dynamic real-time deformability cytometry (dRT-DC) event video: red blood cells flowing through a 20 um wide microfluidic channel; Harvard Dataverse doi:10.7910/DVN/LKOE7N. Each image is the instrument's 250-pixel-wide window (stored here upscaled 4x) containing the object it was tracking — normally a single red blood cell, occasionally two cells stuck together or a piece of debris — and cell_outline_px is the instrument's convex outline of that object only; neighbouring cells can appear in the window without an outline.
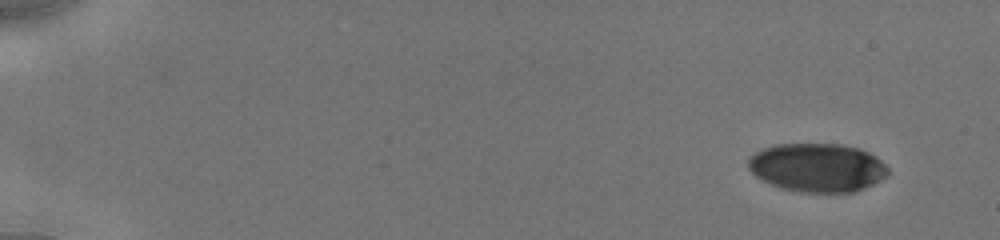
{"species": "human", "species_latin": "Homo sapiens", "temperature_condition": "cold", "stored_images_in_passage": 16, "camera_frame_rate_fps": 3000, "um_per_image_px": 0.085, "donor": {"sex": "male"}, "frame": {"image": 1, "passage_image": 1, "time_ms": 0.0, "image_size_px": [1000, 240], "cell_outline_px": [[888, 176], [864, 188], [852, 192], [800, 192], [780, 188], [756, 176], [748, 168], [748, 156], [772, 144], [840, 144], [860, 148], [876, 156], [888, 168]], "centroid_in_image_um": [69.47, 14.23], "position_along_channel_um": 15.5, "area_um2": 39.65}}
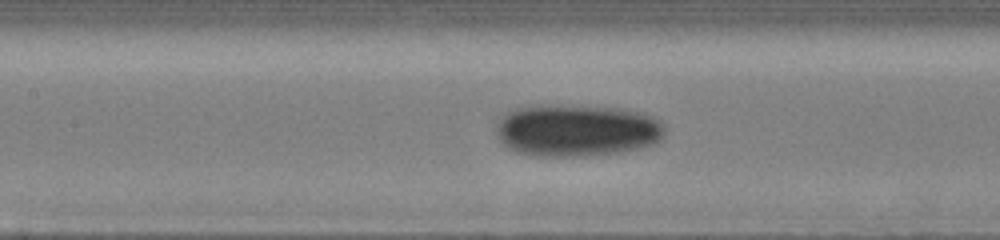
{"frame": {"image": 2, "passage_image": 12, "time_ms": 7.667, "image_size_px": [1000, 240], "cell_outline_px": [[664, 132], [660, 140], [656, 144], [640, 148], [620, 152], [584, 156], [528, 156], [516, 152], [508, 148], [496, 136], [496, 128], [500, 116], [516, 108], [540, 104], [560, 104], [624, 108], [644, 112], [660, 120], [664, 124]], "centroid_in_image_um": [49.02, 11.06], "position_along_channel_um": 158.4, "area_um2": 52.37}}
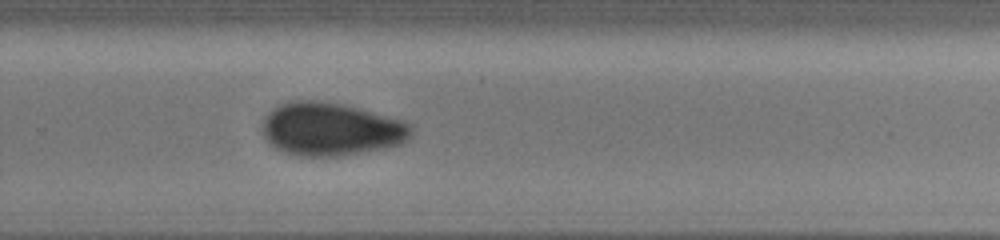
{"frame": {"image": 3, "passage_image": 16, "time_ms": 11.333, "image_size_px": [1000, 240], "cell_outline_px": [[412, 132], [408, 140], [400, 144], [388, 148], [336, 156], [300, 156], [284, 152], [272, 148], [264, 140], [260, 124], [264, 116], [272, 108], [280, 104], [296, 100], [316, 100], [344, 104], [360, 108], [404, 120], [412, 128]], "centroid_in_image_um": [28.07, 10.97], "position_along_channel_um": 301.7, "area_um2": 46.82}}